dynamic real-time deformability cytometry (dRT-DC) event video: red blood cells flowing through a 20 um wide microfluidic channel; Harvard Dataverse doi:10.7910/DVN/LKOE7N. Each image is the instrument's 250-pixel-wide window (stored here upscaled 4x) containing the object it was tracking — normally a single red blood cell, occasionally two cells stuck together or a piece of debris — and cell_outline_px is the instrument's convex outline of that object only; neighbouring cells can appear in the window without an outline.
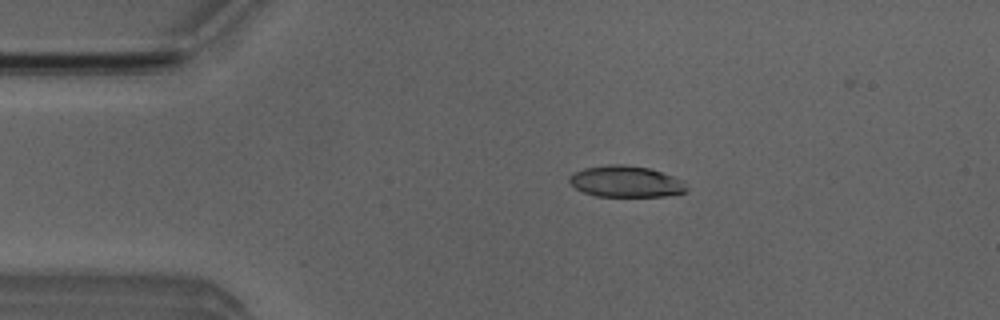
{"species": "Egyptian fruit bat (a non-hibernating species)", "species_latin": "Rousettus aegyptiacus", "temperature_condition": "room temperature", "stored_images_in_passage": 51, "camera_frame_rate_fps": 3000, "um_per_image_px": 0.085, "animal": {"sex": "male"}, "frame": {"image": 1, "passage_image": 10, "time_ms": 3.0, "image_size_px": [1000, 320], "cell_outline_px": [[688, 192], [664, 196], [596, 196], [584, 192], [576, 188], [568, 180], [568, 176], [584, 168], [608, 164], [624, 164], [648, 168], [684, 180], [688, 188]], "centroid_in_image_um": [53.22, 15.43], "position_along_channel_um": 31.8, "area_um2": 21.39}}
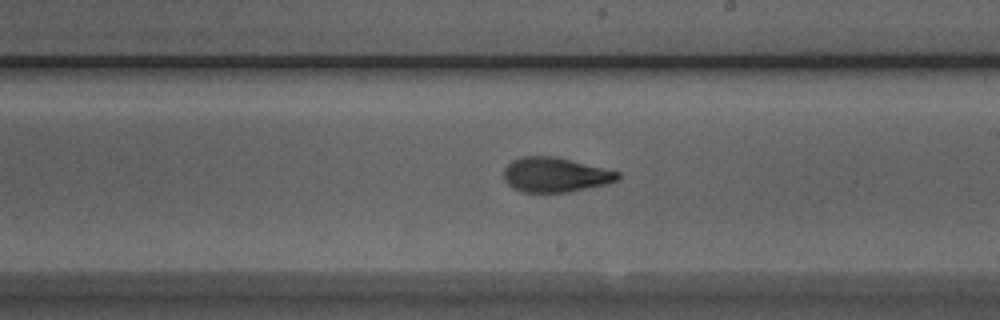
{"frame": {"image": 2, "passage_image": 29, "time_ms": 9.333, "image_size_px": [1000, 320], "cell_outline_px": [[620, 180], [608, 184], [568, 192], [520, 192], [512, 188], [504, 180], [504, 168], [512, 160], [524, 156], [552, 156], [620, 172]], "centroid_in_image_um": [47.19, 14.87], "position_along_channel_um": 241.8, "area_um2": 23.0}}
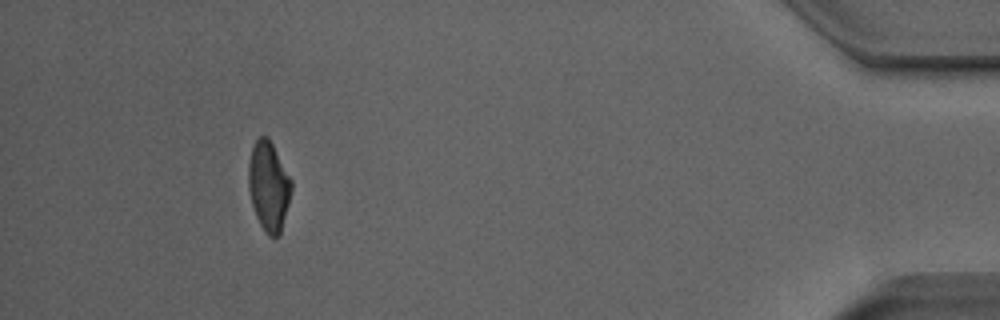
{"frame": {"image": 3, "passage_image": 47, "time_ms": 15.333, "image_size_px": [1000, 320], "cell_outline_px": [[292, 188], [280, 236], [268, 236], [264, 232], [256, 216], [252, 204], [248, 188], [248, 164], [252, 148], [256, 140], [260, 136], [268, 136], [292, 180]], "centroid_in_image_um": [22.83, 15.83], "position_along_channel_um": 412.4, "area_um2": 22.37}, "authors_computed_cell_mechanics": {"area_um2": 22.831, "velocity_mm_per_s": 3.986, "shape_relaxation_time_tau1_ms": 4.3069, "shape_relaxation_time_tau2_ms": 1.3314, "deformation_change_tau1": 0.163, "deformation_change_tau2": 0.0743}}